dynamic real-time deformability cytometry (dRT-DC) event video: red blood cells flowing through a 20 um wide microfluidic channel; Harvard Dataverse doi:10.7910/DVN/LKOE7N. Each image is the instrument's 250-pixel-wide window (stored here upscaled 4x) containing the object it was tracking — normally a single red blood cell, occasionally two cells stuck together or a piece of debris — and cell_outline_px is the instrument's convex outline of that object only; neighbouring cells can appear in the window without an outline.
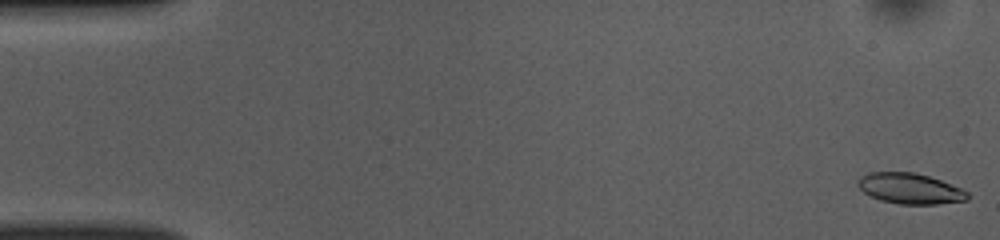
{"species": "common noctule bat (a hibernating species)", "species_latin": "Nyctalus noctula", "temperature_condition": "room temperature", "stored_images_in_passage": 51, "camera_frame_rate_fps": 3000, "um_per_image_px": 0.085, "animal": {"sex": "female", "body_mass_g": 10.0, "forearm_length_mm": 53.1}, "frame": {"image": 1, "passage_image": 1, "time_ms": 0.0, "image_size_px": [1000, 240], "cell_outline_px": [[968, 200], [936, 204], [900, 204], [880, 200], [864, 192], [856, 184], [856, 180], [860, 176], [868, 172], [912, 172], [928, 176], [940, 180], [960, 188], [968, 192]], "centroid_in_image_um": [77.31, 16.02], "position_along_channel_um": 7.7, "area_um2": 19.48}}
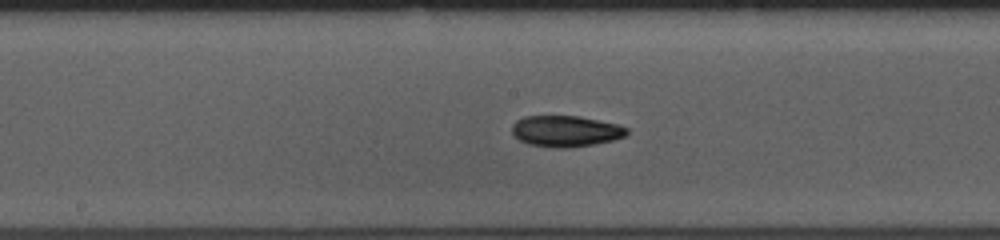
{"frame": {"image": 2, "passage_image": 26, "time_ms": 8.333, "image_size_px": [1000, 240], "cell_outline_px": [[628, 132], [624, 136], [612, 140], [592, 144], [568, 148], [556, 148], [528, 144], [520, 140], [512, 132], [512, 124], [516, 120], [524, 116], [580, 116], [616, 124], [628, 128]], "centroid_in_image_um": [48.05, 11.14], "position_along_channel_um": 200.1, "area_um2": 20.69}}
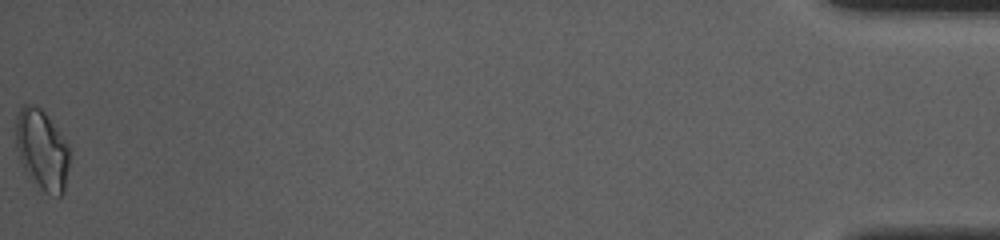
{"frame": {"image": 3, "passage_image": 51, "time_ms": 16.667, "image_size_px": [1000, 240], "cell_outline_px": [[68, 168], [64, 192], [60, 196], [56, 196], [44, 192], [24, 172], [16, 148], [16, 116], [20, 108], [24, 104], [32, 104], [40, 108], [48, 116], [68, 144]], "centroid_in_image_um": [3.55, 12.73], "position_along_channel_um": 431.7, "area_um2": 25.14}, "authors_computed_cell_mechanics": {"area_um2": 20.23, "velocity_mm_per_s": 3.9412, "shape_relaxation_time_tau1_ms": 4.7433, "shape_relaxation_time_tau2_ms": 5.0726, "deformation_change_tau1": 0.1249, "deformation_change_tau2": 0.1033}}